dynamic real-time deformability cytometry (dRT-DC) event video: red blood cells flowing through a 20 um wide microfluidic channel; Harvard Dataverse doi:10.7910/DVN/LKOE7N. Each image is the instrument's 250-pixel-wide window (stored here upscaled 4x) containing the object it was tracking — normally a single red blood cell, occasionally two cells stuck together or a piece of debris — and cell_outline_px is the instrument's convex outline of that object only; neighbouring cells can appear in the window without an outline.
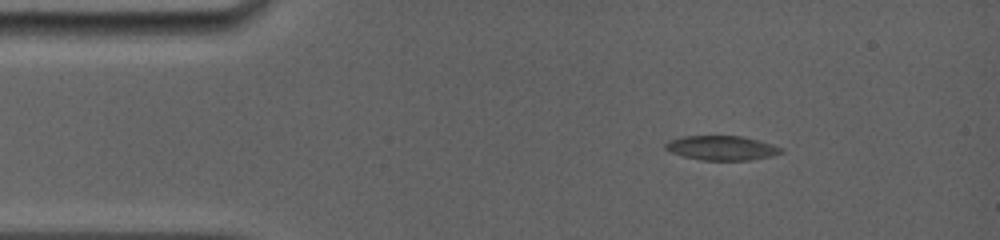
{"species": "common noctule bat (a hibernating species)", "species_latin": "Nyctalus noctula", "temperature_condition": "room temperature", "stored_images_in_passage": 4, "camera_frame_rate_fps": 5000, "um_per_image_px": 0.085, "animal": {"sex": "female", "body_mass_g": 19.0, "forearm_length_mm": 56.7}, "frame": {"image": 1, "passage_image": 2, "time_ms": 1.0, "image_size_px": [1000, 240], "cell_outline_px": [[784, 152], [772, 156], [748, 160], [700, 160], [684, 156], [672, 152], [664, 148], [664, 144], [668, 140], [684, 136], [744, 136], [760, 140], [784, 148]], "centroid_in_image_um": [61.38, 12.57], "position_along_channel_um": 23.6, "area_um2": 16.59}}